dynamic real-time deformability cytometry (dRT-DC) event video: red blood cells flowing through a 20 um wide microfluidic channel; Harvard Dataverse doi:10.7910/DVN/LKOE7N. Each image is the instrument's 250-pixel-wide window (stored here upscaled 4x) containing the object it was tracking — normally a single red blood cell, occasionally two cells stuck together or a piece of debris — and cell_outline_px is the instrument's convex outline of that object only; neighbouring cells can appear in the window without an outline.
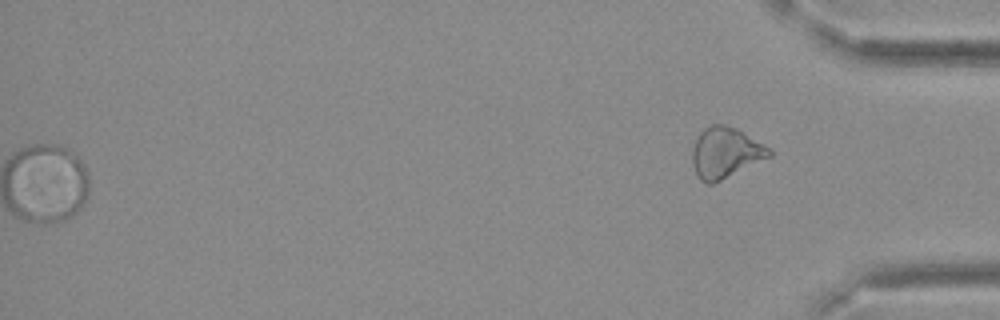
{"species": "Egyptian fruit bat (a non-hibernating species)", "species_latin": "Rousettus aegyptiacus", "temperature_condition": "cold", "stored_images_in_passage": 42, "segment_of_instrument_passage": [2, 2], "camera_frame_rate_fps": 3000, "um_per_image_px": 0.085, "frame": {"image": 1, "passage_image": 42, "time_ms": 13.667, "image_size_px": [1000, 320], "cell_outline_px": [[772, 156], [712, 184], [708, 184], [700, 180], [692, 164], [692, 148], [700, 132], [704, 128], [712, 124], [724, 124], [736, 128], [764, 144], [772, 152]], "centroid_in_image_um": [61.65, 12.97], "position_along_channel_um": 373.6, "area_um2": 22.6}}